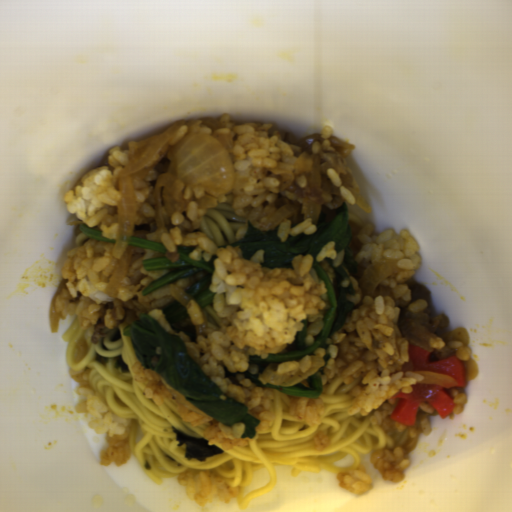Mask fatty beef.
Returning a JSON list of instances; mask_svg holds the SVG:
<instances>
[{"instance_id": "obj_1", "label": "fatty beef", "mask_w": 512, "mask_h": 512, "mask_svg": "<svg viewBox=\"0 0 512 512\" xmlns=\"http://www.w3.org/2000/svg\"><path fill=\"white\" fill-rule=\"evenodd\" d=\"M329 141L334 150L325 148L316 154L319 155L320 159L319 188L310 187L313 176L297 172L296 167L301 156L284 154L277 161L276 167L265 166L262 168V174L276 178L279 181V186L274 201L266 199L259 206L248 204L242 208V213L253 227L261 229L262 223L282 207L288 204H296L299 206L297 213L285 219L290 222V226L296 227L306 219H310L317 228L322 204H326L328 208L337 209L345 203L338 188L329 178V169L339 175L343 186L360 192L346 161L347 156L355 150L356 145L345 142L335 135H331Z\"/></svg>"}, {"instance_id": "obj_2", "label": "fatty beef", "mask_w": 512, "mask_h": 512, "mask_svg": "<svg viewBox=\"0 0 512 512\" xmlns=\"http://www.w3.org/2000/svg\"><path fill=\"white\" fill-rule=\"evenodd\" d=\"M405 284L410 291V301L395 297L394 289L380 284L376 287L371 298L388 296L393 300L395 307L399 308L396 323L398 330L408 343L429 352L428 361L434 362L451 357L456 352L451 346L446 344L442 349H434L429 345L431 339L437 335L436 330L448 327V317L445 314L431 316L433 297L426 285L414 278H409L405 281ZM418 298L426 299L427 306L421 312L411 313L408 307Z\"/></svg>"}, {"instance_id": "obj_3", "label": "fatty beef", "mask_w": 512, "mask_h": 512, "mask_svg": "<svg viewBox=\"0 0 512 512\" xmlns=\"http://www.w3.org/2000/svg\"><path fill=\"white\" fill-rule=\"evenodd\" d=\"M99 314L100 318L94 325L93 335L90 337L94 344L100 338L107 337V333L102 332L103 329H114L128 314H133L136 318H139L141 314H145V310L144 306L136 300H121L118 298L113 302L101 305Z\"/></svg>"}, {"instance_id": "obj_4", "label": "fatty beef", "mask_w": 512, "mask_h": 512, "mask_svg": "<svg viewBox=\"0 0 512 512\" xmlns=\"http://www.w3.org/2000/svg\"><path fill=\"white\" fill-rule=\"evenodd\" d=\"M323 140H324L323 136L318 132L311 133L298 142H293L290 137V134H288L287 132L285 133V135L283 137V141L285 143H289L291 145V147L293 148V150H294L293 155H295V157H301L302 153H307L309 156L313 155V152H312L313 144L314 143H322L323 144Z\"/></svg>"}, {"instance_id": "obj_5", "label": "fatty beef", "mask_w": 512, "mask_h": 512, "mask_svg": "<svg viewBox=\"0 0 512 512\" xmlns=\"http://www.w3.org/2000/svg\"><path fill=\"white\" fill-rule=\"evenodd\" d=\"M68 281L69 280L66 278L60 282L59 286L55 290L53 297L51 299L49 315H48V322H49V328L52 333H56V334L58 333L60 320L65 319V316L61 312H58L56 310L55 300H56L57 296H60L61 294H63L64 291L69 290L66 287Z\"/></svg>"}, {"instance_id": "obj_6", "label": "fatty beef", "mask_w": 512, "mask_h": 512, "mask_svg": "<svg viewBox=\"0 0 512 512\" xmlns=\"http://www.w3.org/2000/svg\"><path fill=\"white\" fill-rule=\"evenodd\" d=\"M348 221L350 223V237H351L349 249L354 257V256H357L363 249V243L360 241V238H359L361 228H360V226L356 225L349 218H348Z\"/></svg>"}, {"instance_id": "obj_7", "label": "fatty beef", "mask_w": 512, "mask_h": 512, "mask_svg": "<svg viewBox=\"0 0 512 512\" xmlns=\"http://www.w3.org/2000/svg\"><path fill=\"white\" fill-rule=\"evenodd\" d=\"M371 266V263L364 260L356 262V271L354 273H351L352 278L360 283L361 279Z\"/></svg>"}, {"instance_id": "obj_8", "label": "fatty beef", "mask_w": 512, "mask_h": 512, "mask_svg": "<svg viewBox=\"0 0 512 512\" xmlns=\"http://www.w3.org/2000/svg\"><path fill=\"white\" fill-rule=\"evenodd\" d=\"M202 122V125L206 126L207 128L211 129V133L213 134L218 128H221L223 125L222 123L213 117H205L201 118L200 120Z\"/></svg>"}, {"instance_id": "obj_9", "label": "fatty beef", "mask_w": 512, "mask_h": 512, "mask_svg": "<svg viewBox=\"0 0 512 512\" xmlns=\"http://www.w3.org/2000/svg\"><path fill=\"white\" fill-rule=\"evenodd\" d=\"M88 345L87 342L84 340H81L77 343L75 350H74V356L76 363L81 360V358L87 353Z\"/></svg>"}, {"instance_id": "obj_10", "label": "fatty beef", "mask_w": 512, "mask_h": 512, "mask_svg": "<svg viewBox=\"0 0 512 512\" xmlns=\"http://www.w3.org/2000/svg\"><path fill=\"white\" fill-rule=\"evenodd\" d=\"M164 255H165V257H167L170 260V262H173V263L179 259V253L170 252L167 249H165Z\"/></svg>"}]
</instances>
